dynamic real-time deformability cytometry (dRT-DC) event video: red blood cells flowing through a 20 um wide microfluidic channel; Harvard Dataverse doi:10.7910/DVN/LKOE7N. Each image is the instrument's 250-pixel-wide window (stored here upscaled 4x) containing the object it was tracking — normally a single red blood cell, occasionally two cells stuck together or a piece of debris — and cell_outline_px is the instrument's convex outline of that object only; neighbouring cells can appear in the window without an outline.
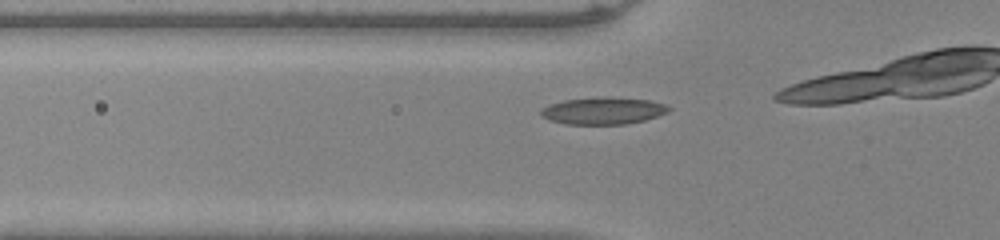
{"species": "common noctule bat (a hibernating species)", "species_latin": "Nyctalus noctula", "temperature_condition": "warm", "stored_images_in_passage": 10, "camera_frame_rate_fps": 3000, "um_per_image_px": 0.085, "animal": {"sex": "male", "body_mass_g": 20.0, "forearm_length_mm": 53.3}, "frame": {"image": 1, "passage_image": 6, "time_ms": 1.667, "image_size_px": [1000, 240], "cell_outline_px": [[672, 108], [668, 112], [644, 120], [624, 124], [564, 124], [548, 120], [540, 116], [540, 108], [564, 100], [648, 100], [664, 104]], "centroid_in_image_um": [51.21, 9.48], "position_along_channel_um": 74.6, "area_um2": 18.96}}
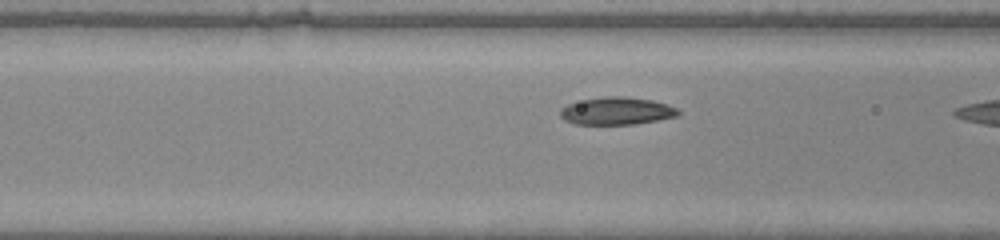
{"frame": {"image": 2, "passage_image": 9, "time_ms": 2.667, "image_size_px": [1000, 240], "cell_outline_px": [[680, 116], [636, 124], [572, 124], [564, 120], [560, 116], [560, 108], [568, 104], [584, 100], [604, 96], [624, 96], [652, 100], [668, 104], [676, 108], [680, 112]], "centroid_in_image_um": [52.43, 9.44], "position_along_channel_um": 114.2, "area_um2": 19.07}}